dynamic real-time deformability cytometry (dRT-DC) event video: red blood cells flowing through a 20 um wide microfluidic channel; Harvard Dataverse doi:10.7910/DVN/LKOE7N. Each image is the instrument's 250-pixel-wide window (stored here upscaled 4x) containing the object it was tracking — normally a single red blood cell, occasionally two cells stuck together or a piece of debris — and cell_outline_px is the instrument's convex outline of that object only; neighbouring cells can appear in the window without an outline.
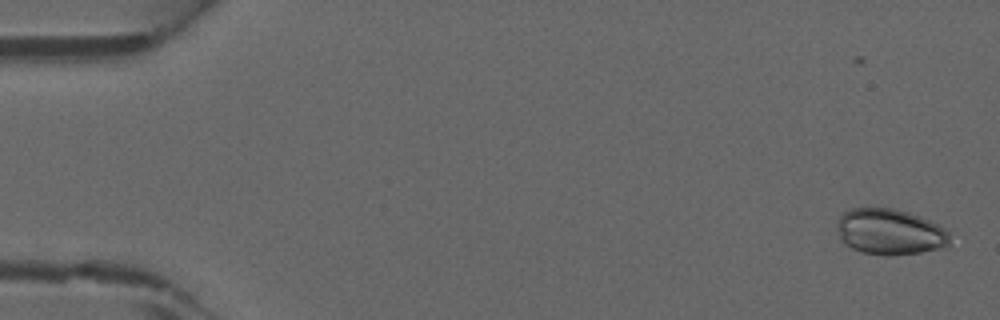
{"species": "common noctule bat (a hibernating species)", "species_latin": "Nyctalus noctula", "temperature_condition": "warm", "stored_images_in_passage": 14, "camera_frame_rate_fps": 3000, "um_per_image_px": 0.085, "animal": {"sex": "male", "forearm_length_mm": 52.5}, "frame": {"image": 1, "passage_image": 1, "time_ms": 0.0, "image_size_px": [1000, 320], "cell_outline_px": [[948, 244], [944, 248], [920, 252], [888, 256], [884, 256], [864, 252], [852, 248], [844, 244], [840, 240], [836, 228], [836, 220], [844, 212], [852, 208], [892, 208], [908, 212], [920, 216], [944, 228], [948, 232]], "centroid_in_image_um": [75.59, 19.71], "position_along_channel_um": 9.4, "area_um2": 30.23}}